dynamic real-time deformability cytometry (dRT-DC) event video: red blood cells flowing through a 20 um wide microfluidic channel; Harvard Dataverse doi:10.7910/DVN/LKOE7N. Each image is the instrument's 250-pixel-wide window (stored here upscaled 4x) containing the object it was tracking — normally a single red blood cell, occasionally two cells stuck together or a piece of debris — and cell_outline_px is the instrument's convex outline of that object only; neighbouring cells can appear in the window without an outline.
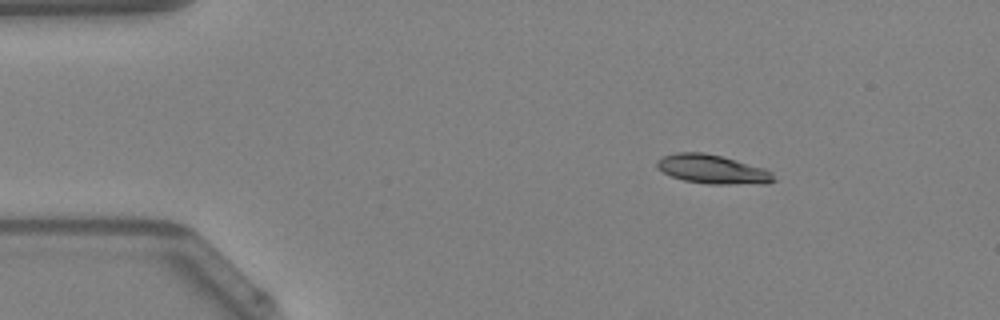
{"species": "Egyptian fruit bat (a non-hibernating species)", "species_latin": "Rousettus aegyptiacus", "temperature_condition": "warm", "stored_images_in_passage": 42, "camera_frame_rate_fps": 3000, "um_per_image_px": 0.085, "animal": {"sex": "female"}, "frame": {"image": 1, "passage_image": 1, "time_ms": 0.0, "image_size_px": [1000, 320], "cell_outline_px": [[776, 180], [768, 184], [708, 184], [684, 180], [672, 176], [656, 168], [656, 160], [664, 156], [676, 152], [704, 152], [720, 156], [764, 168], [772, 172]], "centroid_in_image_um": [60.57, 14.39], "position_along_channel_um": 24.4, "area_um2": 19.71}}
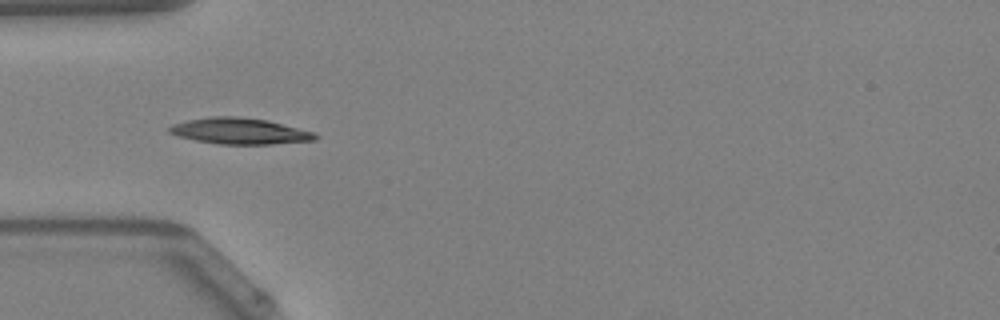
{"frame": {"image": 2, "passage_image": 9, "time_ms": 2.667, "image_size_px": [1000, 320], "cell_outline_px": [[320, 136], [316, 140], [272, 144], [220, 144], [196, 140], [176, 136], [168, 132], [168, 128], [172, 124], [188, 120], [208, 116], [240, 116], [268, 120], [312, 132]], "centroid_in_image_um": [20.35, 11.13], "position_along_channel_um": 64.7, "area_um2": 22.25}}
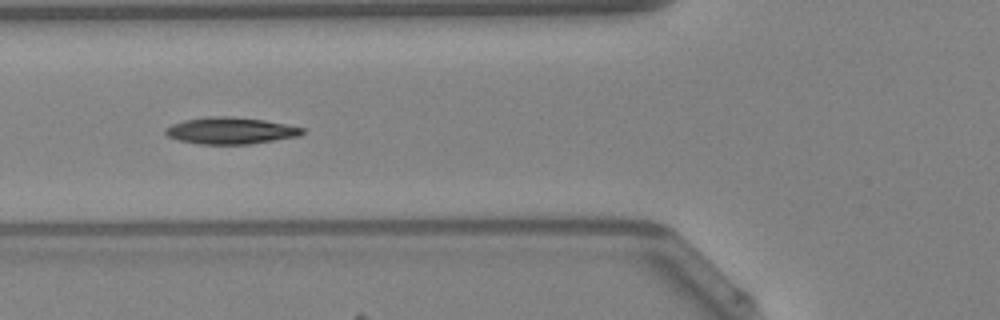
{"frame": {"image": 3, "passage_image": 12, "time_ms": 3.667, "image_size_px": [1000, 320], "cell_outline_px": [[304, 132], [300, 136], [248, 144], [200, 144], [180, 140], [168, 136], [164, 132], [164, 128], [172, 124], [184, 120], [212, 116], [224, 116], [264, 120], [304, 128]], "centroid_in_image_um": [19.58, 11.11], "position_along_channel_um": 106.2, "area_um2": 21.04}, "authors_computed_cell_mechanics": {"area_um2": 20.4034, "velocity_mm_per_s": 4.2663, "shape_relaxation_time_tau1_ms": 4.9012, "shape_relaxation_time_tau2_ms": 8.0867, "deformation_change_tau1": 0.1735, "deformation_change_tau2": 0.161}}